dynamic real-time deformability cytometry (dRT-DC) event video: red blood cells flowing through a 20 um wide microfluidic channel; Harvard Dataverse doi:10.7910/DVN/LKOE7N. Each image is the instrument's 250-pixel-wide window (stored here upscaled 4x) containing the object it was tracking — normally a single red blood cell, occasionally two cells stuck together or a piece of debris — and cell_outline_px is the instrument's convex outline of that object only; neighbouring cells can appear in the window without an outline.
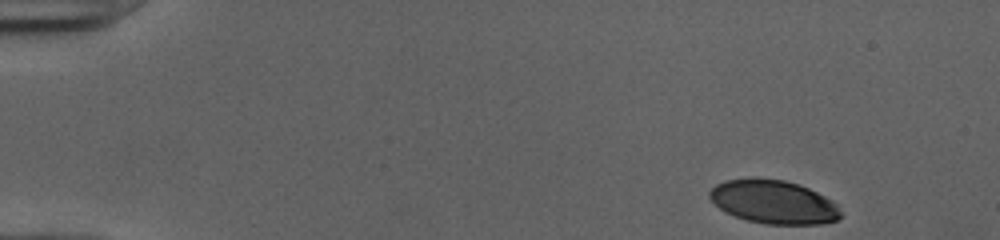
{"species": "human", "species_latin": "Homo sapiens", "temperature_condition": "cold", "stored_images_in_passage": 47, "camera_frame_rate_fps": 3000, "um_per_image_px": 0.085, "donor": {"sex": "female"}, "frame": {"image": 1, "passage_image": 1, "time_ms": 0.0, "image_size_px": [1000, 240], "cell_outline_px": [[840, 216], [836, 220], [820, 224], [764, 224], [748, 220], [724, 212], [708, 196], [708, 192], [716, 184], [724, 180], [752, 176], [756, 176], [784, 180], [800, 184], [832, 200], [836, 204], [840, 212]], "centroid_in_image_um": [65.71, 17.13], "position_along_channel_um": 19.3, "area_um2": 33.52}}
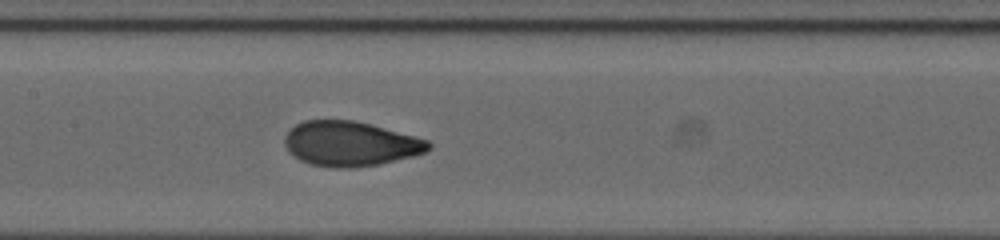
{"frame": {"image": 2, "passage_image": 22, "time_ms": 7.0, "image_size_px": [1000, 240], "cell_outline_px": [[432, 148], [424, 152], [412, 156], [380, 164], [352, 168], [332, 168], [312, 164], [300, 160], [292, 156], [288, 152], [284, 144], [284, 136], [296, 124], [304, 120], [352, 120], [372, 124], [416, 136], [428, 140], [432, 144]], "centroid_in_image_um": [29.77, 12.22], "position_along_channel_um": 177.6, "area_um2": 37.8}}
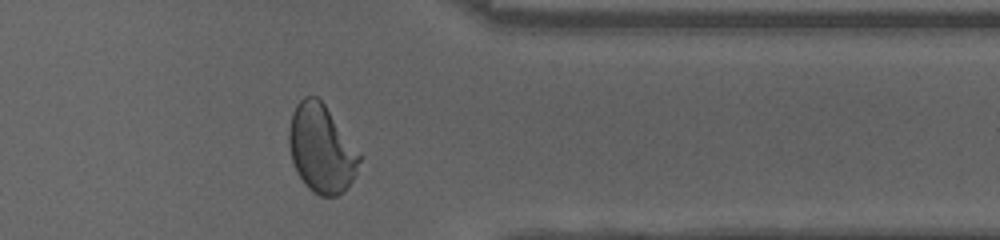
{"frame": {"image": 3, "passage_image": 38, "time_ms": 12.333, "image_size_px": [1000, 240], "cell_outline_px": [[360, 160], [356, 176], [344, 192], [336, 196], [320, 196], [312, 192], [304, 184], [296, 172], [292, 160], [288, 144], [288, 128], [292, 112], [296, 104], [304, 96], [316, 96], [324, 104], [360, 156]], "centroid_in_image_um": [27.27, 12.67], "position_along_channel_um": 384.1, "area_um2": 35.95}, "authors_computed_cell_mechanics": {"area_um2": 37.1654, "velocity_mm_per_s": 3.9988, "shape_relaxation_time_tau1_ms": 3.6326, "shape_relaxation_time_tau2_ms": null, "deformation_change_tau1": 0.1703, "deformation_change_tau2": null}}